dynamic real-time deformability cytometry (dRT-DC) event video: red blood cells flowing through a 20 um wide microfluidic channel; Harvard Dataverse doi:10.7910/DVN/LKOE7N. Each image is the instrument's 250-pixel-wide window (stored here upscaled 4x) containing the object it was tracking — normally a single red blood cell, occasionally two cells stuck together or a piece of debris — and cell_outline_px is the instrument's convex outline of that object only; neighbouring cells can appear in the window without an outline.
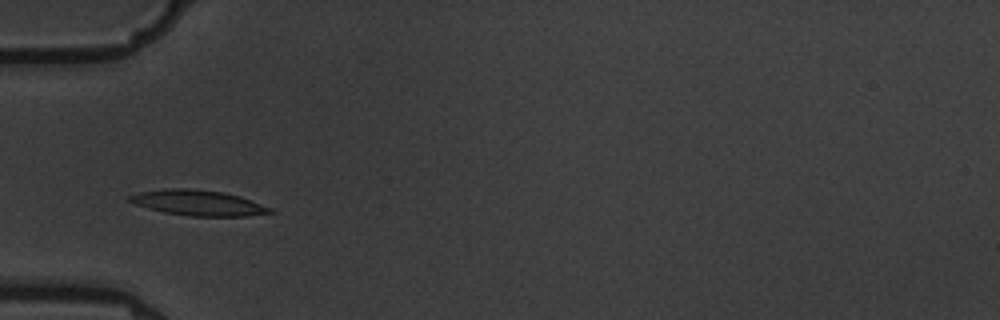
{"species": "common noctule bat (a hibernating species)", "species_latin": "Nyctalus noctula", "temperature_condition": "warm", "stored_images_in_passage": 10, "camera_frame_rate_fps": 3000, "um_per_image_px": 0.085, "animal": {"sex": "male", "body_mass_g": 19.5, "forearm_length_mm": 54.6}, "frame": {"image": 1, "passage_image": 4, "time_ms": 3.333, "image_size_px": [1000, 320], "cell_outline_px": [[276, 212], [244, 216], [192, 216], [164, 212], [148, 208], [136, 204], [128, 200], [128, 196], [140, 192], [168, 188], [188, 188], [224, 192], [240, 196], [272, 208]], "centroid_in_image_um": [16.87, 17.24], "position_along_channel_um": 68.1, "area_um2": 20.69}}
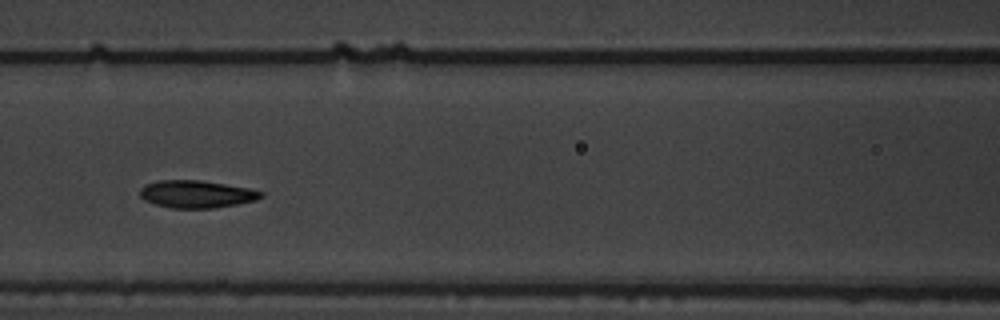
{"frame": {"image": 2, "passage_image": 6, "time_ms": 5.667, "image_size_px": [1000, 320], "cell_outline_px": [[264, 196], [256, 200], [236, 204], [212, 208], [172, 208], [156, 204], [144, 200], [140, 196], [140, 188], [144, 184], [156, 180], [200, 180], [248, 188], [264, 192]], "centroid_in_image_um": [16.68, 16.49], "position_along_channel_um": 149.9, "area_um2": 19.36}}
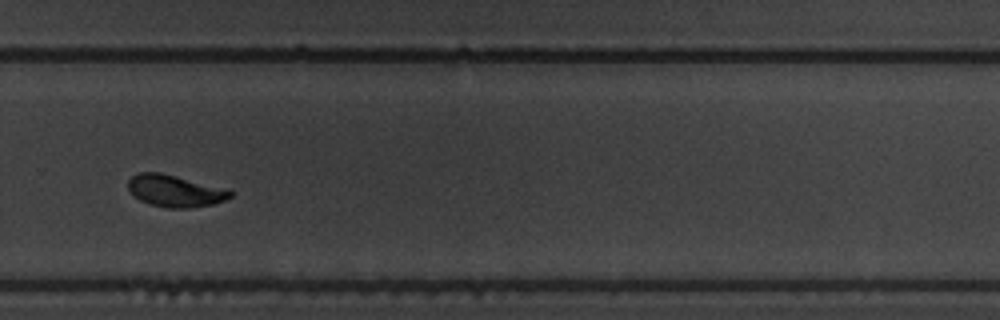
{"frame": {"image": 3, "passage_image": 10, "time_ms": 10.333, "image_size_px": [1000, 320], "cell_outline_px": [[236, 192], [232, 196], [224, 200], [212, 204], [192, 208], [168, 208], [148, 204], [140, 200], [128, 188], [128, 180], [136, 172], [160, 172], [228, 188]], "centroid_in_image_um": [14.92, 16.22], "position_along_channel_um": 314.9, "area_um2": 19.25}}